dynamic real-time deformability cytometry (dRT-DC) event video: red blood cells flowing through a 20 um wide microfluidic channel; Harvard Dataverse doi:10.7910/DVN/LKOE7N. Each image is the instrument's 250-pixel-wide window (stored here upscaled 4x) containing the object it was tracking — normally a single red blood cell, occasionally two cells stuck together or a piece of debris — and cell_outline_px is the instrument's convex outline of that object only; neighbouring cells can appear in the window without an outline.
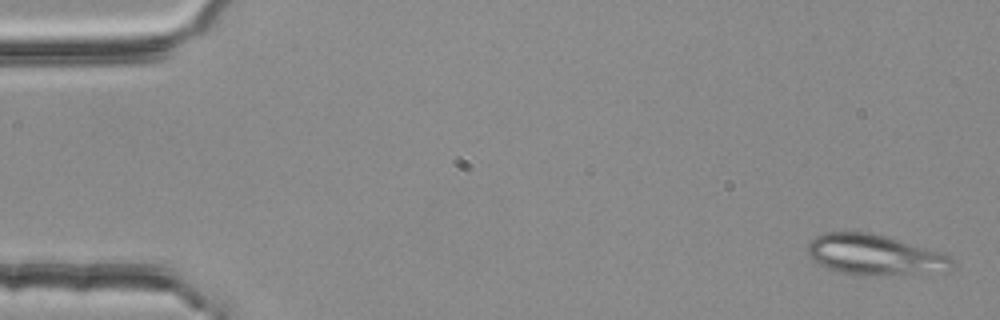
{"species": "common noctule bat (a hibernating species)", "species_latin": "Nyctalus noctula", "temperature_condition": "room temperature", "stored_images_in_passage": 4, "camera_frame_rate_fps": 3000, "um_per_image_px": 0.085, "animal": {"sex": "female", "body_mass_g": 25.1}, "frame": {"image": 1, "passage_image": 1, "time_ms": 0.0, "image_size_px": [1000, 320], "cell_outline_px": [[952, 264], [948, 272], [864, 276], [840, 272], [828, 268], [812, 260], [808, 252], [808, 244], [816, 236], [824, 232], [872, 232], [944, 252], [952, 256]], "centroid_in_image_um": [74.4, 21.66], "position_along_channel_um": 10.6, "area_um2": 34.45}}